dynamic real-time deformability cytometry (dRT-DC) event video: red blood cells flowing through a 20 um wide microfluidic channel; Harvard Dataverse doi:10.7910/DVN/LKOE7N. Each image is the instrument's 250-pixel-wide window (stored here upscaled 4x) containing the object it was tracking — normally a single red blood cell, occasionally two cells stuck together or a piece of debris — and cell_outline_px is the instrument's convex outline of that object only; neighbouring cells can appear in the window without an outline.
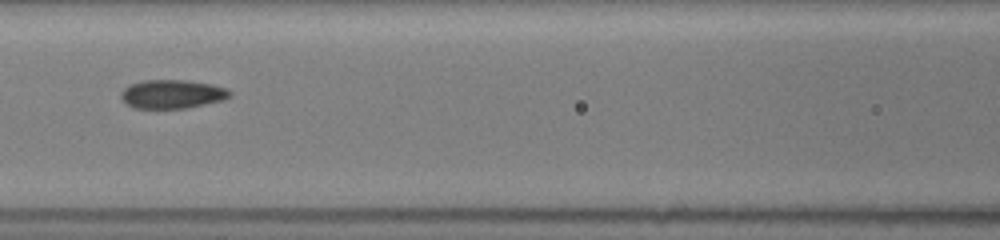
{"species": "common noctule bat (a hibernating species)", "species_latin": "Nyctalus noctula", "temperature_condition": "room temperature", "stored_images_in_passage": 10, "camera_frame_rate_fps": 3000, "um_per_image_px": 0.085, "animal": {"sex": "female", "body_mass_g": 19.5, "forearm_length_mm": 54.1}, "frame": {"image": 1, "passage_image": 4, "time_ms": 3.0, "image_size_px": [1000, 240], "cell_outline_px": [[232, 96], [224, 100], [188, 108], [132, 108], [120, 96], [120, 92], [128, 84], [144, 80], [184, 80], [212, 84], [228, 88], [232, 92]], "centroid_in_image_um": [14.67, 7.99], "position_along_channel_um": 151.9, "area_um2": 18.44}}
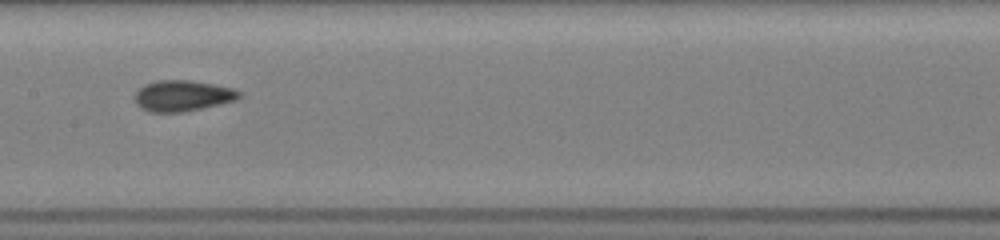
{"frame": {"image": 2, "passage_image": 6, "time_ms": 4.0, "image_size_px": [1000, 240], "cell_outline_px": [[240, 96], [236, 100], [184, 112], [148, 112], [140, 108], [136, 104], [136, 92], [144, 84], [156, 80], [192, 80], [232, 88], [240, 92]], "centroid_in_image_um": [15.48, 8.14], "position_along_channel_um": 191.9, "area_um2": 18.73}}